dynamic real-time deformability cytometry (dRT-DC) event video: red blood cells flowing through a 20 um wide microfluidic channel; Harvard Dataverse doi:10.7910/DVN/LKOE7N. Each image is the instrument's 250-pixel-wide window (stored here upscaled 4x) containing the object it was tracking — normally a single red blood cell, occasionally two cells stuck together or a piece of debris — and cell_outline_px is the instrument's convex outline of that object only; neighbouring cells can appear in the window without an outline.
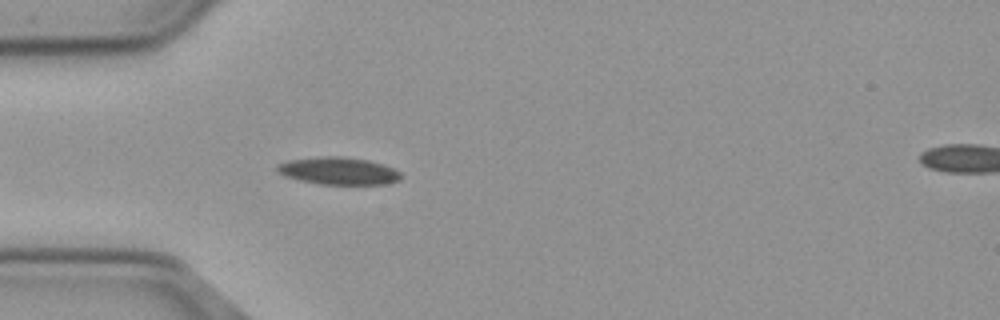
{"species": "common noctule bat (a hibernating species)", "species_latin": "Nyctalus noctula", "temperature_condition": "cold", "stored_images_in_passage": 35, "camera_frame_rate_fps": 3000, "um_per_image_px": 0.085, "animal": {"sex": "male", "body_mass_g": 23.1, "forearm_length_mm": 52.7}, "frame": {"image": 1, "passage_image": 11, "time_ms": 3.333, "image_size_px": [1000, 320], "cell_outline_px": [[400, 180], [384, 184], [320, 184], [300, 180], [284, 176], [276, 168], [280, 164], [288, 160], [324, 156], [340, 156], [368, 160], [392, 168], [400, 172]], "centroid_in_image_um": [28.77, 14.53], "position_along_channel_um": 56.2, "area_um2": 19.42}, "authors_computed_cell_mechanics": {"area_um2": 15.8372, "velocity_mm_per_s": 3.6422, "shape_relaxation_time_tau1_ms": 3.7866, "shape_relaxation_time_tau2_ms": null, "deformation_change_tau1": 0.0768, "deformation_change_tau2": null}}